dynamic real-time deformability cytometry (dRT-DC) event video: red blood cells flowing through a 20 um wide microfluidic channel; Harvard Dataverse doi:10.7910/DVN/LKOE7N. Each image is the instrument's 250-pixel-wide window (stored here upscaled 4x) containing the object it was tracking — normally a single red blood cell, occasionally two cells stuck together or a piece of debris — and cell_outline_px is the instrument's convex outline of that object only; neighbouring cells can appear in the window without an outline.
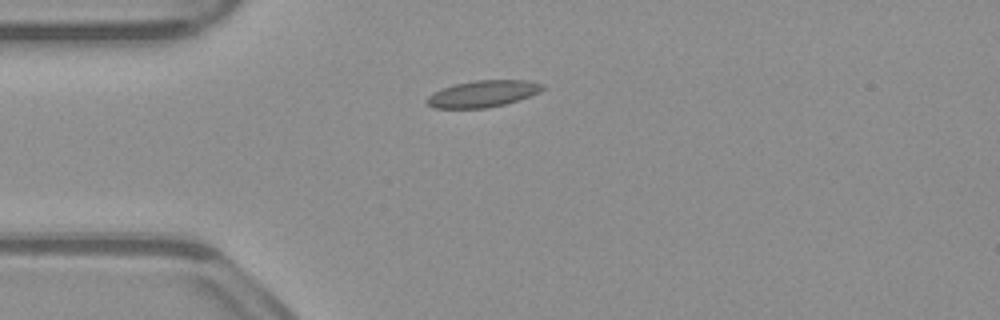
{"species": "common noctule bat (a hibernating species)", "species_latin": "Nyctalus noctula", "temperature_condition": "warm", "stored_images_in_passage": 34, "camera_frame_rate_fps": 3000, "um_per_image_px": 0.085, "animal": {"sex": "male", "body_mass_g": 23.1, "forearm_length_mm": 52.7}, "frame": {"image": 1, "passage_image": 1, "time_ms": 0.0, "image_size_px": [1000, 320], "cell_outline_px": [[544, 88], [540, 92], [520, 100], [504, 104], [484, 108], [432, 108], [424, 100], [428, 96], [444, 88], [456, 84], [476, 80], [528, 80], [544, 84]], "centroid_in_image_um": [41.08, 7.97], "position_along_channel_um": 43.9, "area_um2": 17.86}}
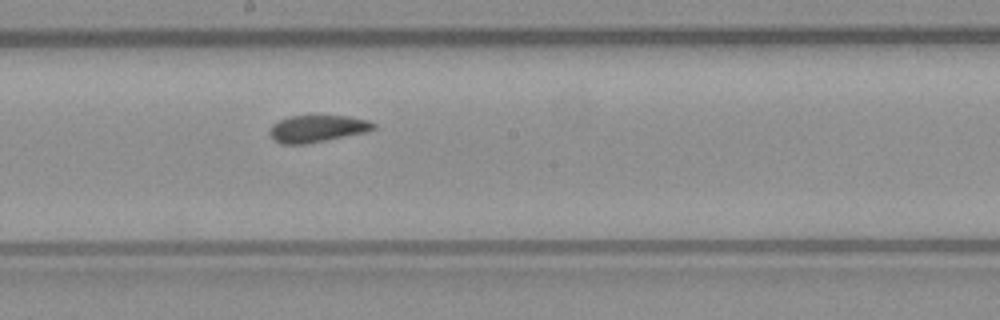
{"frame": {"image": 2, "passage_image": 16, "time_ms": 5.0, "image_size_px": [1000, 320], "cell_outline_px": [[376, 128], [368, 132], [304, 144], [280, 144], [272, 140], [268, 132], [272, 124], [288, 116], [348, 116], [368, 120], [376, 124]], "centroid_in_image_um": [26.95, 10.94], "position_along_channel_um": 221.3, "area_um2": 16.47}}
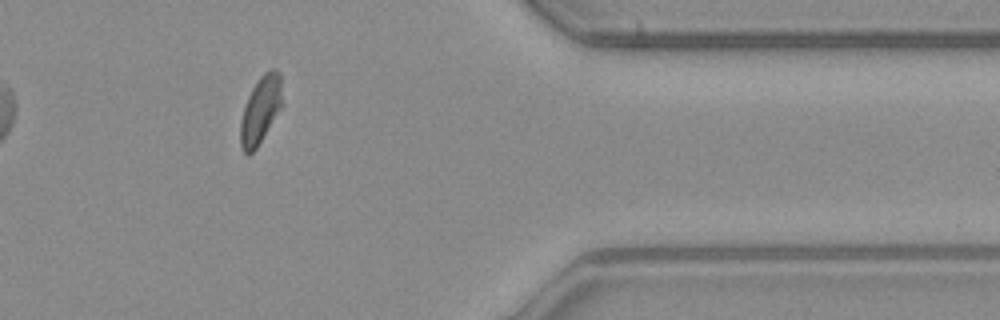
{"frame": {"image": 3, "passage_image": 31, "time_ms": 10.0, "image_size_px": [1000, 320], "cell_outline_px": [[284, 104], [256, 148], [248, 156], [244, 152], [240, 144], [240, 124], [244, 108], [248, 96], [252, 88], [260, 76], [264, 72], [272, 68], [276, 68], [280, 72]], "centroid_in_image_um": [22.18, 9.3], "position_along_channel_um": 389.2, "area_um2": 16.59}, "authors_computed_cell_mechanics": {"area_um2": 16.7909, "velocity_mm_per_s": 3.8626, "shape_relaxation_time_tau1_ms": 9.8257, "shape_relaxation_time_tau2_ms": 0.6866, "deformation_change_tau1": 0.1714, "deformation_change_tau2": 0.06}}